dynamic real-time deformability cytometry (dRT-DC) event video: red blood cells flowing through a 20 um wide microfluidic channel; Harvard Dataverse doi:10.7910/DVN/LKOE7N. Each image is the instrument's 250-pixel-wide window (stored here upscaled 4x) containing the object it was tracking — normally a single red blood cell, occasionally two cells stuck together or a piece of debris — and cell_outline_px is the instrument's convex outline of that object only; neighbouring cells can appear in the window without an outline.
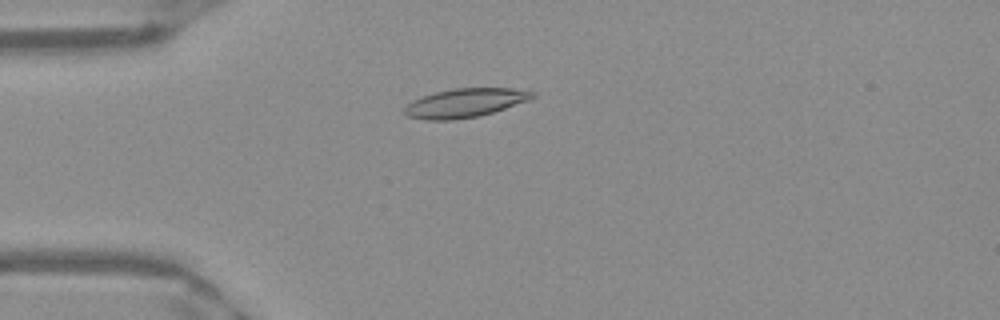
{"species": "Egyptian fruit bat (a non-hibernating species)", "species_latin": "Rousettus aegyptiacus", "temperature_condition": "warm", "stored_images_in_passage": 52, "camera_frame_rate_fps": 3000, "um_per_image_px": 0.085, "frame": {"image": 1, "passage_image": 14, "time_ms": 4.333, "image_size_px": [1000, 320], "cell_outline_px": [[536, 96], [528, 100], [480, 116], [452, 120], [424, 120], [408, 116], [404, 112], [404, 108], [412, 100], [436, 92], [452, 88], [512, 88], [536, 92]], "centroid_in_image_um": [39.52, 8.75], "position_along_channel_um": 45.5, "area_um2": 21.39}}
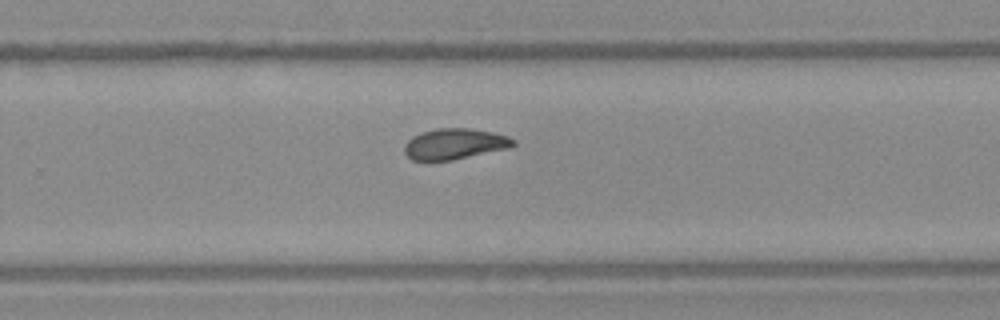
{"frame": {"image": 2, "passage_image": 34, "time_ms": 11.0, "image_size_px": [1000, 320], "cell_outline_px": [[516, 144], [512, 148], [452, 160], [412, 160], [404, 152], [404, 144], [412, 136], [420, 132], [436, 128], [468, 128], [492, 132], [508, 136], [516, 140]], "centroid_in_image_um": [38.67, 12.23], "position_along_channel_um": 291.1, "area_um2": 19.77}}
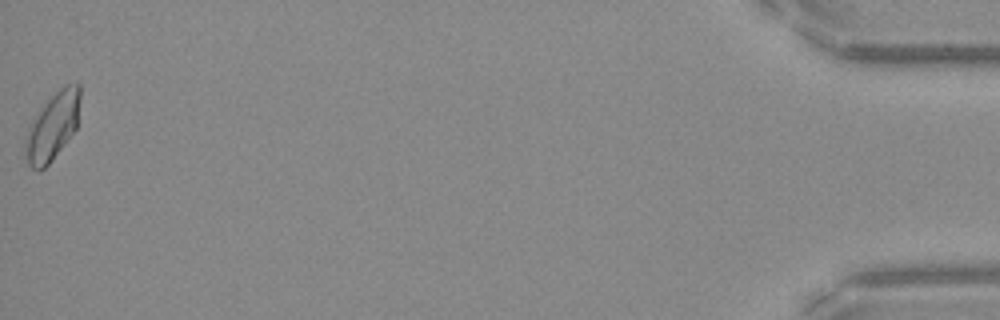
{"frame": {"image": 3, "passage_image": 52, "time_ms": 17.0, "image_size_px": [1000, 320], "cell_outline_px": [[80, 100], [76, 128], [48, 164], [40, 172], [32, 168], [28, 164], [24, 148], [24, 140], [28, 128], [32, 120], [48, 100], [64, 84], [76, 80], [80, 84]], "centroid_in_image_um": [4.47, 10.71], "position_along_channel_um": 430.7, "area_um2": 21.39}, "authors_computed_cell_mechanics": {"area_um2": 20.0566, "velocity_mm_per_s": 3.9546, "shape_relaxation_time_tau1_ms": 5.5344, "shape_relaxation_time_tau2_ms": 2.0378, "deformation_change_tau1": 0.168, "deformation_change_tau2": 0.0788}}